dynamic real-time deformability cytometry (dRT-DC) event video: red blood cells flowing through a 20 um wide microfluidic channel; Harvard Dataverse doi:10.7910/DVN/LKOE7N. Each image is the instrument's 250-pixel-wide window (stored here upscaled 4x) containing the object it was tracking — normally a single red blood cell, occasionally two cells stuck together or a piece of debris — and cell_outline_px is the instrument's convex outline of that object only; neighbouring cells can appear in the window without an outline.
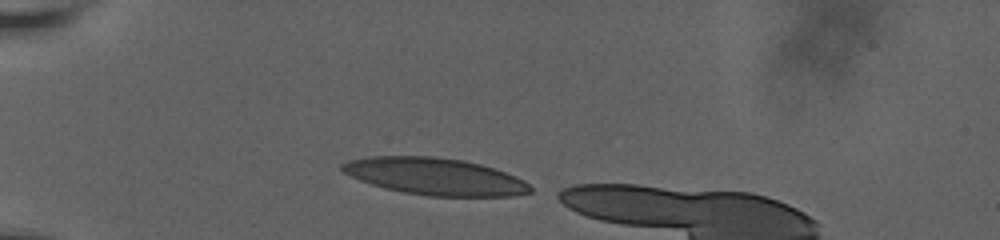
{"species": "human", "species_latin": "Homo sapiens", "temperature_condition": "room temperature", "stored_images_in_passage": 34, "camera_frame_rate_fps": 3000, "um_per_image_px": 0.085, "donor": {"sex": "male"}, "frame": {"image": 1, "passage_image": 1, "time_ms": 0.0, "image_size_px": [1000, 240], "cell_outline_px": [[532, 192], [512, 196], [428, 196], [404, 192], [384, 188], [360, 180], [344, 172], [340, 168], [340, 164], [348, 160], [368, 156], [436, 156], [464, 160], [480, 164], [504, 172], [524, 180], [532, 188]], "centroid_in_image_um": [36.95, 14.99], "position_along_channel_um": 48.0, "area_um2": 40.52}}
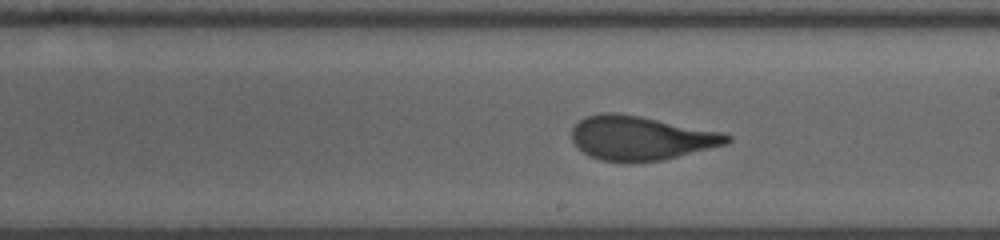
{"frame": {"image": 2, "passage_image": 19, "time_ms": 6.0, "image_size_px": [1000, 240], "cell_outline_px": [[732, 140], [728, 144], [664, 160], [628, 164], [600, 160], [584, 152], [572, 140], [572, 128], [584, 116], [600, 112], [616, 112], [640, 116], [724, 132], [732, 136]], "centroid_in_image_um": [54.5, 11.74], "position_along_channel_um": 234.5, "area_um2": 40.52}}
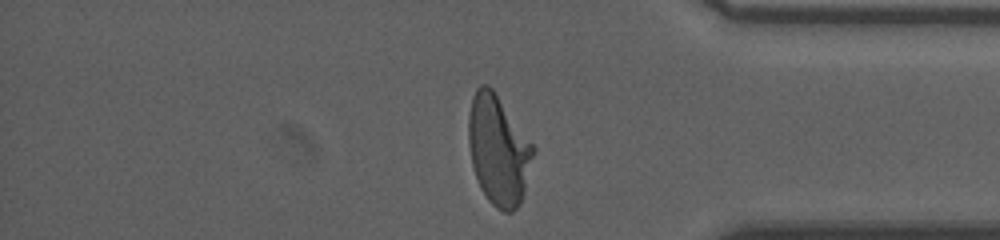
{"frame": {"image": 3, "passage_image": 33, "time_ms": 10.667, "image_size_px": [1000, 240], "cell_outline_px": [[536, 148], [524, 192], [520, 204], [512, 212], [504, 212], [496, 208], [488, 200], [480, 188], [472, 164], [468, 144], [468, 116], [472, 96], [476, 88], [480, 84], [488, 84], [492, 88]], "centroid_in_image_um": [42.35, 12.75], "position_along_channel_um": 392.8, "area_um2": 41.44}, "authors_computed_cell_mechanics": {"area_um2": 40.0265, "velocity_mm_per_s": 3.6779, "shape_relaxation_time_tau1_ms": 7.7031, "shape_relaxation_time_tau2_ms": 0.9304, "deformation_change_tau1": 0.2829, "deformation_change_tau2": 0.0764}}